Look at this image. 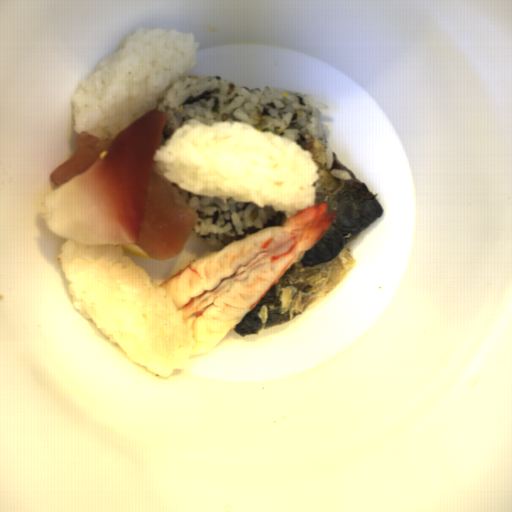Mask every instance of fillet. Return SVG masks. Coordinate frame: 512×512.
<instances>
[{"mask_svg":"<svg viewBox=\"0 0 512 512\" xmlns=\"http://www.w3.org/2000/svg\"><path fill=\"white\" fill-rule=\"evenodd\" d=\"M166 119L153 108L112 139L79 134L74 153L50 173L58 188L39 208L47 228L83 245L136 244L153 261L179 253L199 215L153 170Z\"/></svg>","mask_w":512,"mask_h":512,"instance_id":"25842a12","label":"fillet"}]
</instances>
